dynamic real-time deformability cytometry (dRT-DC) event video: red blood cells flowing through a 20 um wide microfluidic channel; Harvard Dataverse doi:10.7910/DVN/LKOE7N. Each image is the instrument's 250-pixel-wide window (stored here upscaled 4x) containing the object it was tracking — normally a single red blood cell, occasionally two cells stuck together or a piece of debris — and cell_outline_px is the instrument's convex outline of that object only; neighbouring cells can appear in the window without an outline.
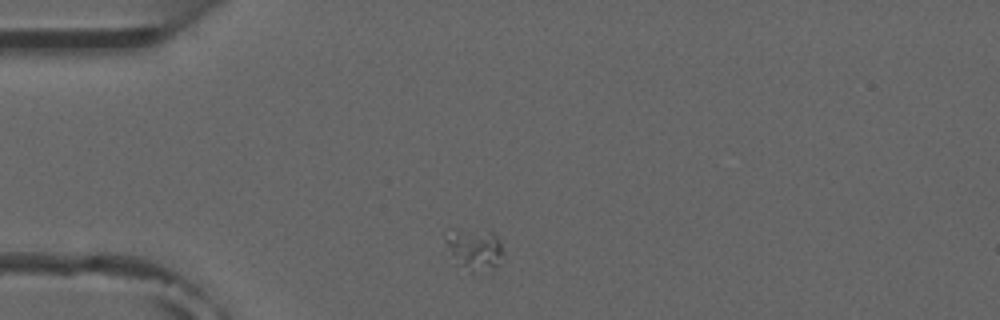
{"species": "common noctule bat (a hibernating species)", "species_latin": "Nyctalus noctula", "temperature_condition": "room temperature", "stored_images_in_passage": 7, "camera_frame_rate_fps": 3000, "um_per_image_px": 0.085, "animal": {"sex": "male", "forearm_length_mm": 52.5}, "frame": {"image": 1, "passage_image": 1, "time_ms": 0.0, "image_size_px": [1000, 320], "cell_outline_px": [[504, 252], [496, 268], [472, 272], [460, 264], [444, 240], [456, 228], [492, 232], [500, 240]], "centroid_in_image_um": [40.42, 21.16], "position_along_channel_um": 44.6, "area_um2": 13.35}}
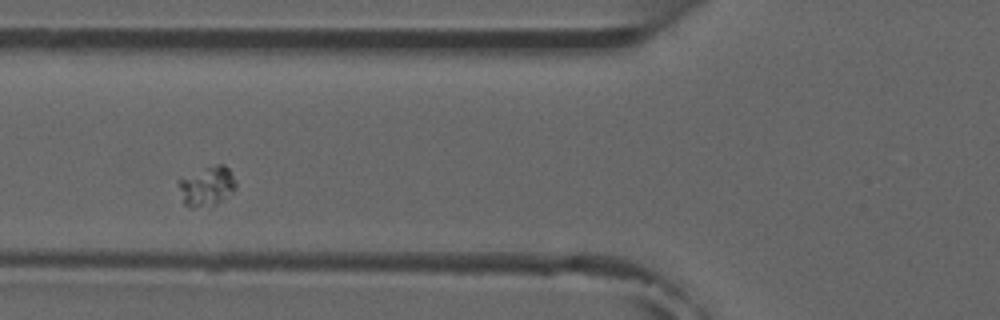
{"frame": {"image": 2, "passage_image": 3, "time_ms": 2.333, "image_size_px": [1000, 320], "cell_outline_px": [[236, 188], [232, 192], [212, 208], [188, 208], [184, 204], [176, 184], [176, 180], [180, 176], [216, 164], [224, 164], [228, 168], [236, 180]], "centroid_in_image_um": [17.53, 15.85], "position_along_channel_um": 108.3, "area_um2": 13.93}}
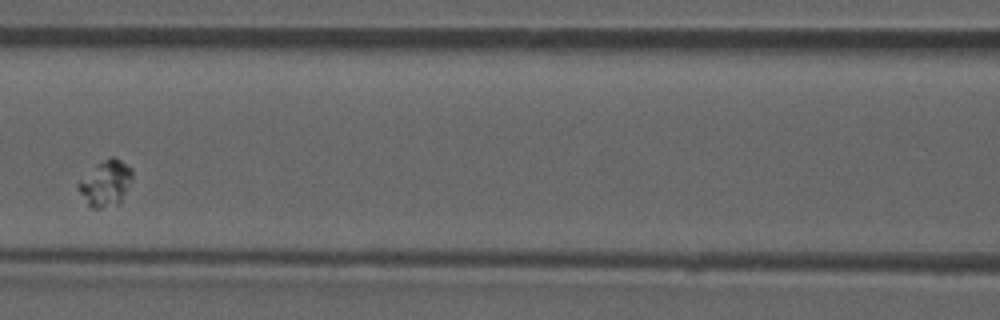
{"frame": {"image": 3, "passage_image": 4, "time_ms": 3.667, "image_size_px": [1000, 320], "cell_outline_px": [[132, 180], [120, 204], [100, 208], [92, 208], [88, 204], [76, 188], [76, 184], [96, 164], [108, 156], [112, 156], [120, 160], [132, 168]], "centroid_in_image_um": [8.99, 15.57], "position_along_channel_um": 157.6, "area_um2": 14.51}}